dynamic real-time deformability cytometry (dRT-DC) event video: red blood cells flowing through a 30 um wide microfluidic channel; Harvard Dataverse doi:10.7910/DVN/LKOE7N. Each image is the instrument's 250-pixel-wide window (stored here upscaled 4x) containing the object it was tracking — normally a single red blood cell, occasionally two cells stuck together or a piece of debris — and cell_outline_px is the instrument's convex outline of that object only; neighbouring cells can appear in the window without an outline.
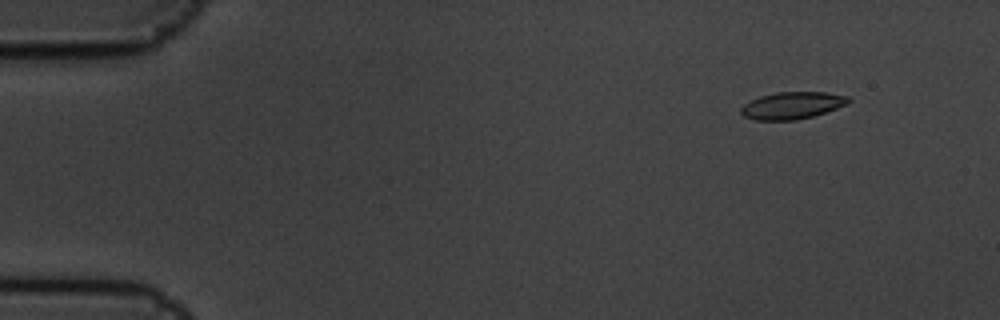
{"species": "common noctule bat (a hibernating species)", "species_latin": "Nyctalus noctula", "temperature_condition": "cold", "stored_images_in_passage": 6, "camera_frame_rate_fps": 3000, "um_per_image_px": 0.085, "animal": {"sex": "male", "body_mass_g": 19.5, "forearm_length_mm": 54.6}, "frame": {"image": 1, "passage_image": 2, "time_ms": 0.333, "image_size_px": [1000, 320], "cell_outline_px": [[852, 100], [848, 104], [812, 116], [796, 120], [756, 120], [744, 116], [740, 112], [740, 108], [744, 104], [760, 96], [776, 92], [824, 92], [848, 96]], "centroid_in_image_um": [67.34, 8.96], "position_along_channel_um": 17.7, "area_um2": 16.88}}
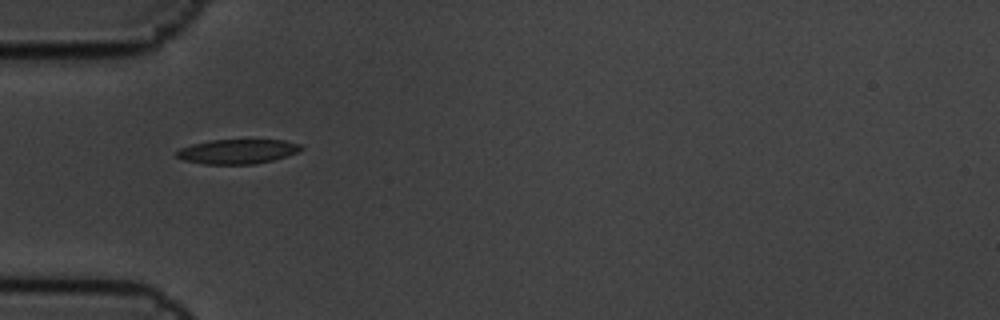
{"frame": {"image": 2, "passage_image": 5, "time_ms": 1.333, "image_size_px": [1000, 320], "cell_outline_px": [[304, 148], [288, 156], [272, 160], [252, 164], [204, 164], [184, 160], [176, 156], [176, 152], [180, 148], [192, 144], [208, 140], [284, 140], [300, 144]], "centroid_in_image_um": [20.18, 12.87], "position_along_channel_um": 64.8, "area_um2": 17.74}}
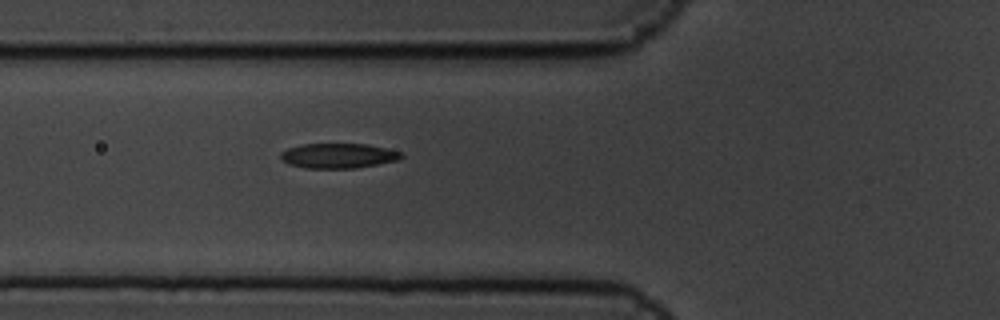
{"frame": {"image": 3, "passage_image": 6, "time_ms": 1.667, "image_size_px": [1000, 320], "cell_outline_px": [[404, 156], [396, 160], [356, 168], [304, 168], [288, 164], [280, 160], [280, 152], [288, 148], [300, 144], [368, 144], [404, 152]], "centroid_in_image_um": [28.72, 13.23], "position_along_channel_um": 97.1, "area_um2": 17.63}}